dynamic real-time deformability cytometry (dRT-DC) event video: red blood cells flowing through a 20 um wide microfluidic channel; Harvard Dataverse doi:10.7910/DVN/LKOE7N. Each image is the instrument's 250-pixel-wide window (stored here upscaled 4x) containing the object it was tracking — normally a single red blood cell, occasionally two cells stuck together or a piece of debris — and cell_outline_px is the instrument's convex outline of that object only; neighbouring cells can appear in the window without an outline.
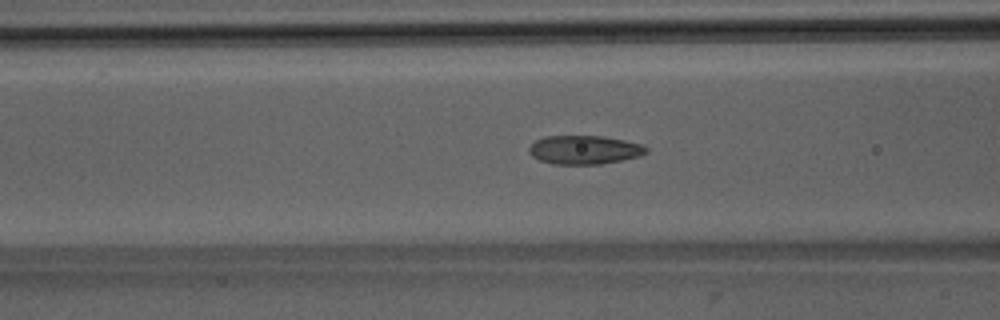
{"species": "Egyptian fruit bat (a non-hibernating species)", "species_latin": "Rousettus aegyptiacus", "temperature_condition": "room temperature", "stored_images_in_passage": 51, "camera_frame_rate_fps": 3000, "um_per_image_px": 0.085, "animal": {"sex": "male"}, "frame": {"image": 1, "passage_image": 20, "time_ms": 6.333, "image_size_px": [1000, 320], "cell_outline_px": [[648, 152], [640, 156], [600, 164], [552, 164], [540, 160], [532, 156], [528, 152], [528, 148], [536, 140], [544, 136], [604, 136], [624, 140], [640, 144], [648, 148]], "centroid_in_image_um": [49.66, 12.73], "position_along_channel_um": 116.9, "area_um2": 19.59}}
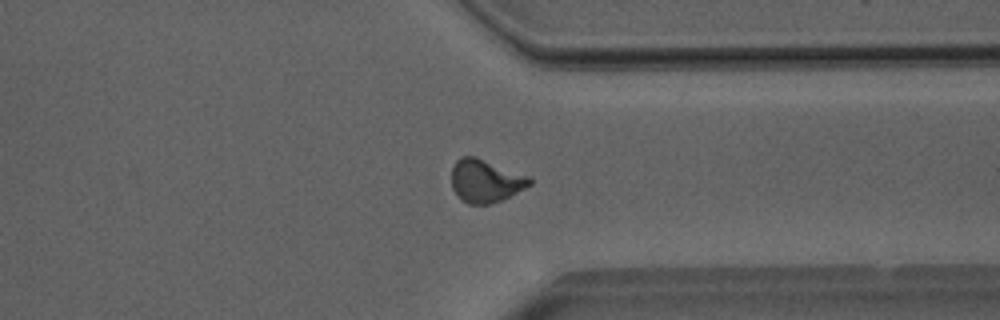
{"frame": {"image": 2, "passage_image": 39, "time_ms": 12.667, "image_size_px": [1000, 320], "cell_outline_px": [[532, 184], [500, 200], [488, 204], [468, 204], [460, 200], [452, 188], [452, 168], [456, 160], [460, 156], [476, 156], [528, 176], [532, 180]], "centroid_in_image_um": [41.23, 15.36], "position_along_channel_um": 370.2, "area_um2": 19.42}}
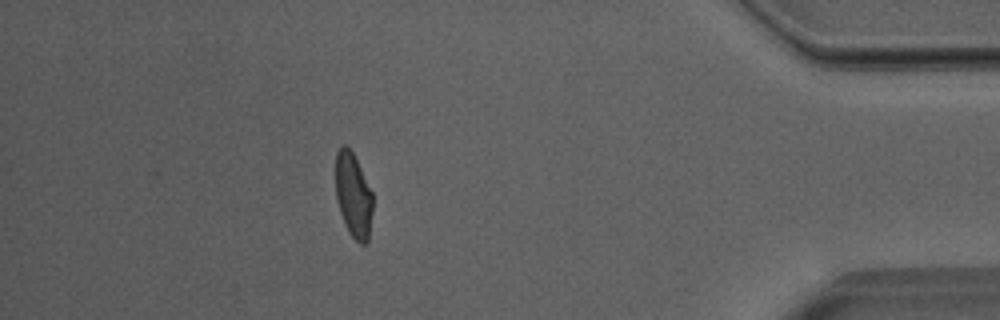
{"frame": {"image": 3, "passage_image": 45, "time_ms": 14.667, "image_size_px": [1000, 320], "cell_outline_px": [[372, 212], [368, 240], [364, 244], [360, 244], [348, 232], [344, 224], [336, 200], [336, 152], [344, 144], [352, 152], [372, 192]], "centroid_in_image_um": [30.02, 16.63], "position_along_channel_um": 405.2, "area_um2": 18.09}, "authors_computed_cell_mechanics": {"area_um2": 19.3052, "velocity_mm_per_s": 4.0123, "shape_relaxation_time_tau1_ms": 4.5475, "shape_relaxation_time_tau2_ms": 1.2325, "deformation_change_tau1": 0.1382, "deformation_change_tau2": 0.0741}}